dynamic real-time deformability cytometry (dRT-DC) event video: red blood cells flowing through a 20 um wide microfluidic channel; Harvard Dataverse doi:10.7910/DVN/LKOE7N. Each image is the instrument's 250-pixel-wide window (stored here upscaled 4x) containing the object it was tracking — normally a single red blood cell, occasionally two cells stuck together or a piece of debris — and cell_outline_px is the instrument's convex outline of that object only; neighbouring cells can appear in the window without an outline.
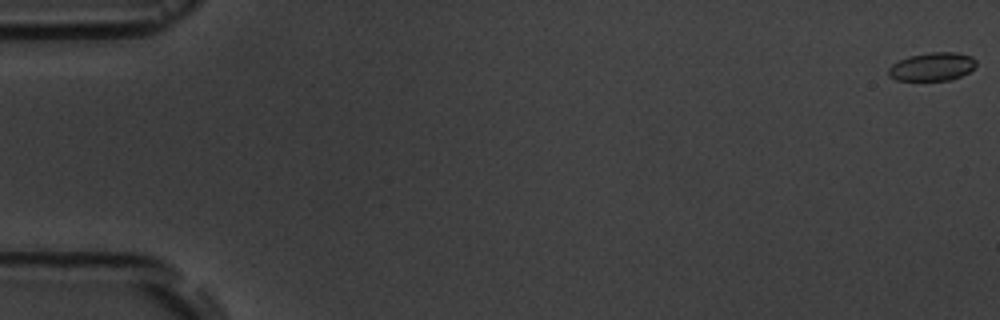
{"species": "common noctule bat (a hibernating species)", "species_latin": "Nyctalus noctula", "temperature_condition": "room temperature", "stored_images_in_passage": 6, "camera_frame_rate_fps": 3000, "um_per_image_px": 0.085, "animal": {"sex": "male", "body_mass_g": 19.5, "forearm_length_mm": 54.6}, "frame": {"image": 1, "passage_image": 1, "time_ms": 0.0, "image_size_px": [1000, 320], "cell_outline_px": [[976, 64], [968, 72], [952, 80], [896, 80], [888, 76], [888, 68], [892, 64], [908, 56], [932, 52], [956, 52], [972, 56], [976, 60]], "centroid_in_image_um": [79.22, 5.66], "position_along_channel_um": 5.8, "area_um2": 14.45}}
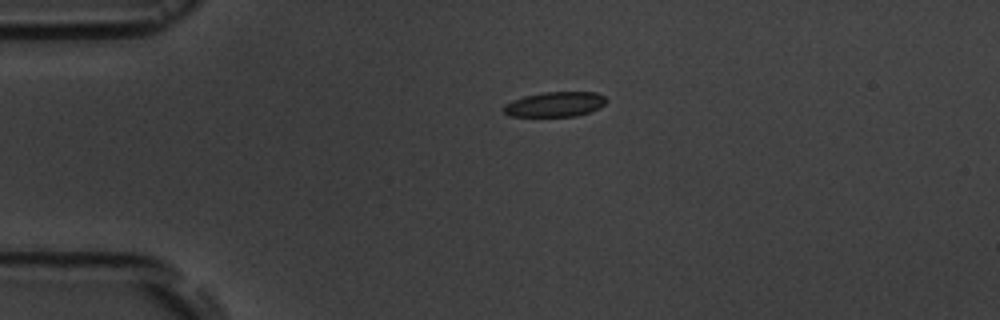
{"frame": {"image": 2, "passage_image": 5, "time_ms": 4.333, "image_size_px": [1000, 320], "cell_outline_px": [[608, 100], [600, 108], [576, 116], [508, 116], [504, 112], [504, 104], [512, 100], [524, 96], [544, 92], [596, 92], [604, 96]], "centroid_in_image_um": [47.18, 8.86], "position_along_channel_um": 37.8, "area_um2": 14.91}}